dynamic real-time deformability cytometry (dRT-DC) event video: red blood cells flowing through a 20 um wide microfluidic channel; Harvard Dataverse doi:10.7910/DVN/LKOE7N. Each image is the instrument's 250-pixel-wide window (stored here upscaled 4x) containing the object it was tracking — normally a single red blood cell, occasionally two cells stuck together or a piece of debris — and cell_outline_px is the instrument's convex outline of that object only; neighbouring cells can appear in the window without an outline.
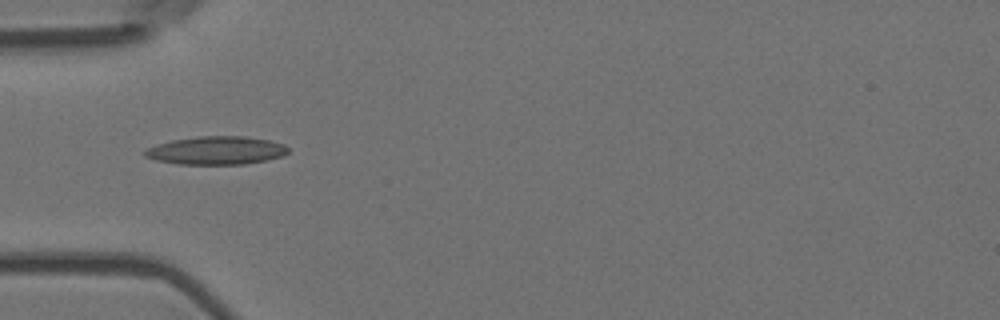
{"species": "Egyptian fruit bat (a non-hibernating species)", "species_latin": "Rousettus aegyptiacus", "temperature_condition": "room temperature", "stored_images_in_passage": 3, "camera_frame_rate_fps": 3000, "um_per_image_px": 0.085, "animal": {"sex": "female"}, "frame": {"image": 1, "passage_image": 1, "time_ms": 0.0, "image_size_px": [1000, 320], "cell_outline_px": [[288, 152], [284, 156], [268, 160], [244, 164], [180, 164], [156, 160], [144, 156], [144, 152], [148, 148], [172, 140], [200, 136], [244, 136], [268, 140], [284, 144], [288, 148]], "centroid_in_image_um": [18.43, 12.79], "position_along_channel_um": 66.6, "area_um2": 23.41}}
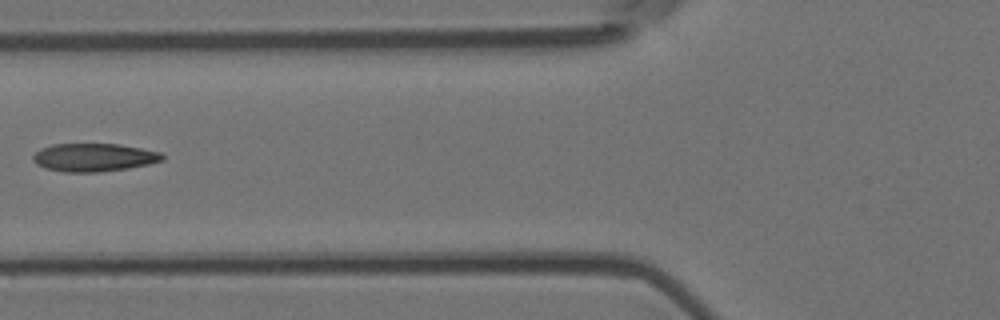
{"frame": {"image": 2, "passage_image": 2, "time_ms": 0.333, "image_size_px": [1000, 320], "cell_outline_px": [[164, 160], [148, 164], [128, 168], [100, 172], [64, 172], [48, 168], [36, 164], [32, 160], [32, 156], [40, 148], [52, 144], [120, 144], [160, 152], [164, 156]], "centroid_in_image_um": [7.97, 13.37], "position_along_channel_um": 117.8, "area_um2": 21.15}}
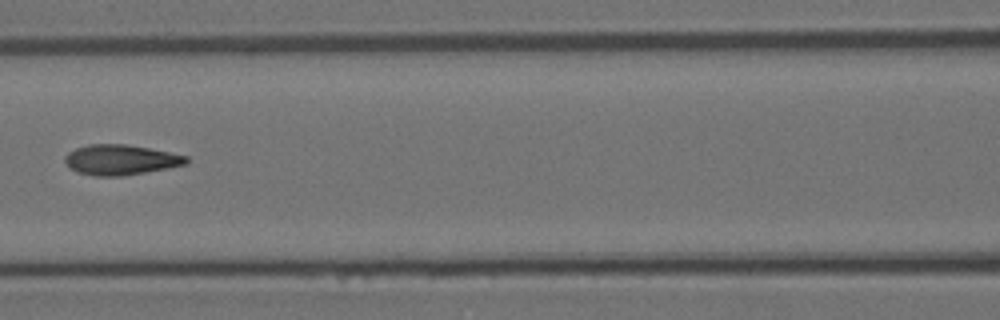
{"frame": {"image": 3, "passage_image": 3, "time_ms": 0.667, "image_size_px": [1000, 320], "cell_outline_px": [[188, 164], [168, 168], [124, 176], [92, 176], [76, 172], [68, 168], [64, 160], [64, 156], [68, 152], [76, 148], [88, 144], [124, 144], [148, 148], [188, 156]], "centroid_in_image_um": [10.21, 13.59], "position_along_channel_um": 156.4, "area_um2": 21.56}}